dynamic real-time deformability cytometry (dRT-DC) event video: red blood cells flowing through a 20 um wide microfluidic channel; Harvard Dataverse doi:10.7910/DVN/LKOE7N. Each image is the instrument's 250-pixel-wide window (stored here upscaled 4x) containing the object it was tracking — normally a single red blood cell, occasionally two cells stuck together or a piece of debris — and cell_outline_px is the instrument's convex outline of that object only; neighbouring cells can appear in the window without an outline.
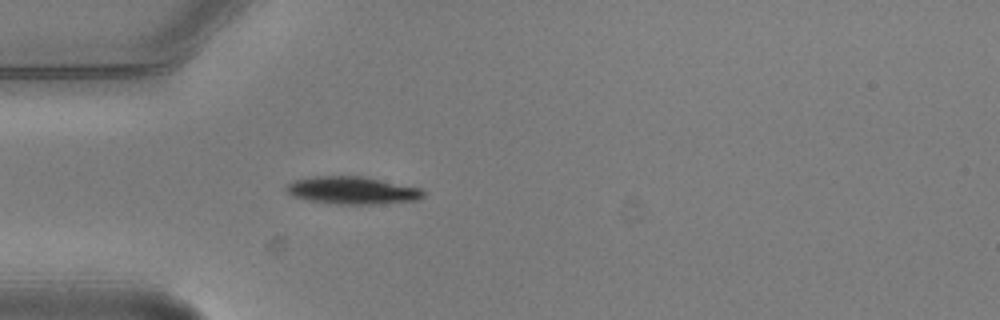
{"species": "common noctule bat (a hibernating species)", "species_latin": "Nyctalus noctula", "temperature_condition": "warm", "stored_images_in_passage": 5, "camera_frame_rate_fps": 3000, "um_per_image_px": 0.085, "animal": {"sex": "male", "body_mass_g": 20.5, "forearm_length_mm": 52.5}, "frame": {"image": 1, "passage_image": 5, "time_ms": 1.333, "image_size_px": [1000, 320], "cell_outline_px": [[424, 196], [416, 200], [372, 204], [344, 204], [312, 200], [296, 196], [288, 192], [284, 188], [292, 180], [312, 176], [364, 176], [420, 188], [424, 192]], "centroid_in_image_um": [29.95, 16.16], "position_along_channel_um": 55.0, "area_um2": 21.62}}